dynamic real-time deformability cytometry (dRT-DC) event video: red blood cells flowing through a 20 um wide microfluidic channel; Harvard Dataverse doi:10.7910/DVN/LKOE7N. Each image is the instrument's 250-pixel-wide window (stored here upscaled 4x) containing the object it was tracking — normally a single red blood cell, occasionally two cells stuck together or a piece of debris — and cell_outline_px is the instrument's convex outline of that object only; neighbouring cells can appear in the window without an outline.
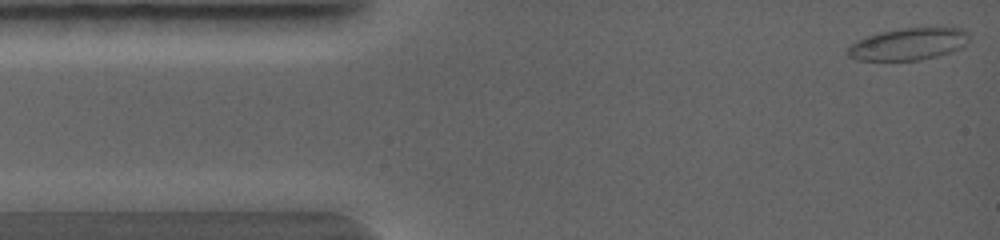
{"species": "common noctule bat (a hibernating species)", "species_latin": "Nyctalus noctula", "temperature_condition": "warm", "stored_images_in_passage": 35, "camera_frame_rate_fps": 5000, "um_per_image_px": 0.085, "animal": {"sex": "female", "body_mass_g": 19.0, "forearm_length_mm": 56.7}, "frame": {"image": 1, "passage_image": 1, "time_ms": 0.0, "image_size_px": [1000, 240], "cell_outline_px": [[968, 40], [960, 48], [936, 56], [920, 60], [856, 60], [848, 56], [848, 48], [856, 40], [880, 32], [900, 28], [940, 24], [960, 28], [968, 32]], "centroid_in_image_um": [77.26, 3.69], "position_along_channel_um": 7.7, "area_um2": 23.24}}
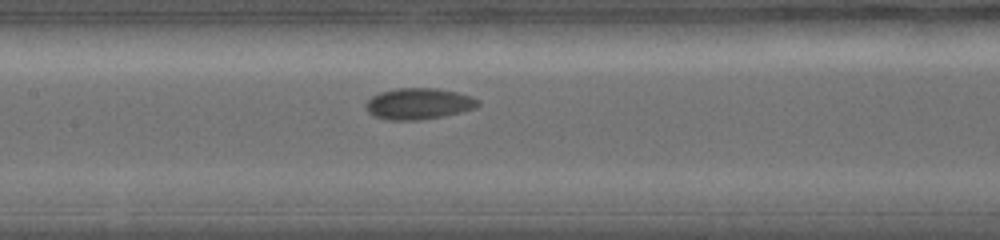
{"frame": {"image": 2, "passage_image": 15, "time_ms": 4.0, "image_size_px": [1000, 240], "cell_outline_px": [[480, 104], [476, 108], [444, 116], [420, 120], [388, 120], [372, 116], [368, 112], [364, 104], [372, 96], [380, 92], [396, 88], [436, 88], [456, 92], [480, 100]], "centroid_in_image_um": [35.56, 8.82], "position_along_channel_um": 171.8, "area_um2": 20.52}}
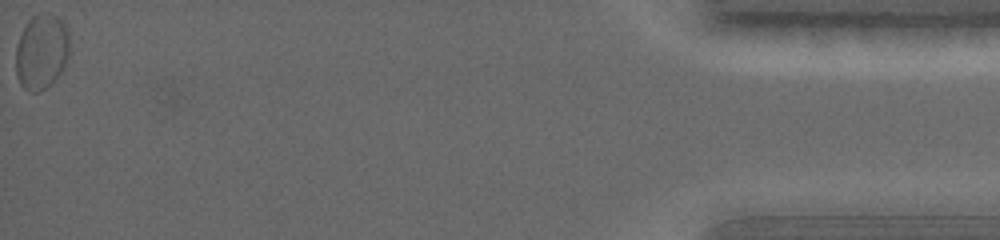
{"frame": {"image": 3, "passage_image": 35, "time_ms": 10.2, "image_size_px": [1000, 240], "cell_outline_px": [[68, 56], [64, 68], [52, 84], [36, 92], [28, 92], [20, 84], [16, 76], [16, 48], [24, 24], [36, 12], [52, 12], [64, 24], [68, 32]], "centroid_in_image_um": [3.51, 4.37], "position_along_channel_um": 431.7, "area_um2": 23.87}}